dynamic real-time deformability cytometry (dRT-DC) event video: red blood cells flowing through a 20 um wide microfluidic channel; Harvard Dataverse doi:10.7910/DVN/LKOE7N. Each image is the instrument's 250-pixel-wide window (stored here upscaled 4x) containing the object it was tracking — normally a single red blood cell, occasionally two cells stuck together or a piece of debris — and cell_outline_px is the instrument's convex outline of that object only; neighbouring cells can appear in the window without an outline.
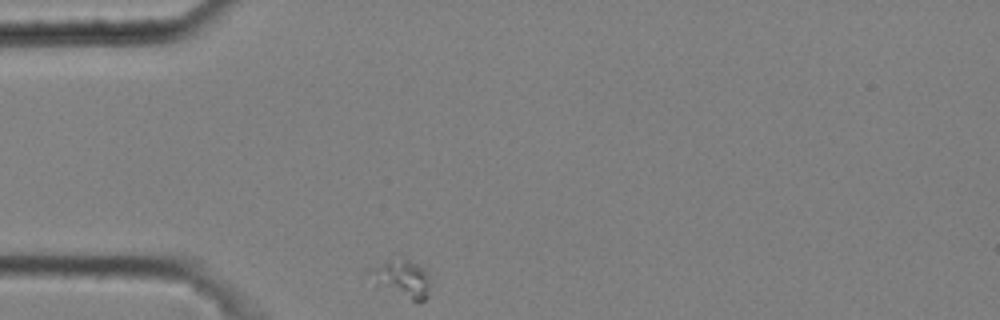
{"species": "common noctule bat (a hibernating species)", "species_latin": "Nyctalus noctula", "temperature_condition": "cold", "stored_images_in_passage": 45, "camera_frame_rate_fps": 3000, "um_per_image_px": 0.085, "animal": {"sex": "male", "body_mass_g": 20.4}, "frame": {"image": 1, "passage_image": 1, "time_ms": 0.0, "image_size_px": [1000, 320], "cell_outline_px": [[428, 296], [420, 304], [412, 300], [368, 272], [368, 268], [388, 260], [408, 260], [424, 268], [428, 272]], "centroid_in_image_um": [34.31, 23.64], "position_along_channel_um": 50.7, "area_um2": 11.68}}
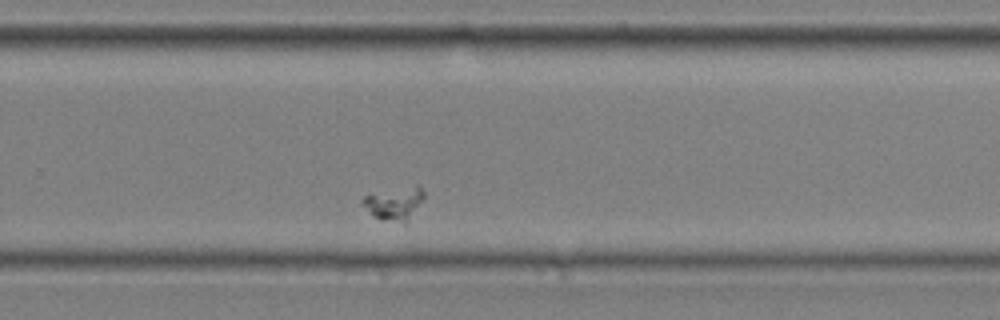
{"frame": {"image": 2, "passage_image": 26, "time_ms": 8.333, "image_size_px": [1000, 320], "cell_outline_px": [[424, 200], [404, 224], [380, 220], [372, 216], [360, 200], [364, 196], [416, 184], [420, 184], [424, 192]], "centroid_in_image_um": [33.56, 17.3], "position_along_channel_um": 296.2, "area_um2": 11.91}}
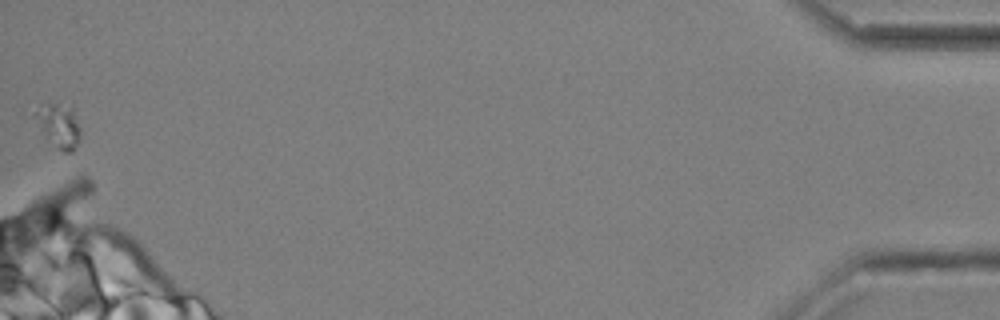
{"frame": {"image": 3, "passage_image": 45, "time_ms": 14.667, "image_size_px": [1000, 320], "cell_outline_px": [[80, 140], [72, 152], [64, 152], [44, 132], [32, 112], [40, 104], [56, 104], [72, 108], [80, 128]], "centroid_in_image_um": [5.03, 10.64], "position_along_channel_um": 430.2, "area_um2": 10.98}}